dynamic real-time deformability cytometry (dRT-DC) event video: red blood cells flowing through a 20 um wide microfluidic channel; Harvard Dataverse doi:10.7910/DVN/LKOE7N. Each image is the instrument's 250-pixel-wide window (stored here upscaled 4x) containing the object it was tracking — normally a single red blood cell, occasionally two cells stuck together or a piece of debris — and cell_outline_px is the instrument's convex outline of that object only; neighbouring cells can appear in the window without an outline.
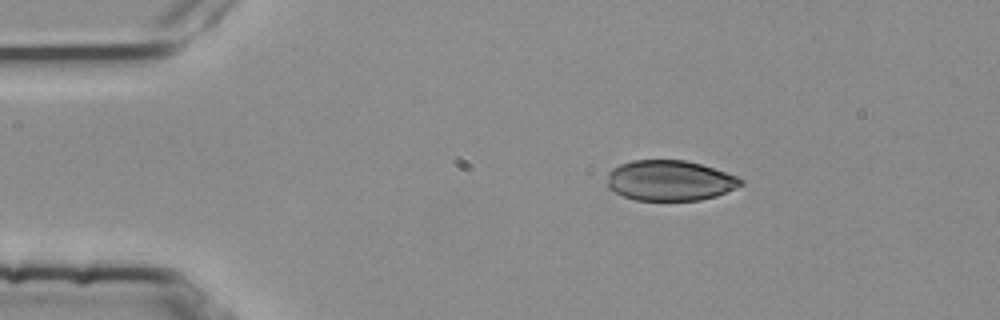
{"species": "common noctule bat (a hibernating species)", "species_latin": "Nyctalus noctula", "temperature_condition": "room temperature", "stored_images_in_passage": 3, "camera_frame_rate_fps": 3000, "um_per_image_px": 0.085, "animal": {"sex": "female", "body_mass_g": 25.1}, "frame": {"image": 1, "passage_image": 1, "time_ms": 0.0, "image_size_px": [1000, 320], "cell_outline_px": [[744, 184], [736, 188], [716, 196], [700, 200], [636, 200], [624, 196], [608, 188], [608, 172], [612, 168], [620, 164], [632, 160], [688, 160], [736, 176], [744, 180]], "centroid_in_image_um": [56.93, 15.34], "position_along_channel_um": 28.1, "area_um2": 31.39}}